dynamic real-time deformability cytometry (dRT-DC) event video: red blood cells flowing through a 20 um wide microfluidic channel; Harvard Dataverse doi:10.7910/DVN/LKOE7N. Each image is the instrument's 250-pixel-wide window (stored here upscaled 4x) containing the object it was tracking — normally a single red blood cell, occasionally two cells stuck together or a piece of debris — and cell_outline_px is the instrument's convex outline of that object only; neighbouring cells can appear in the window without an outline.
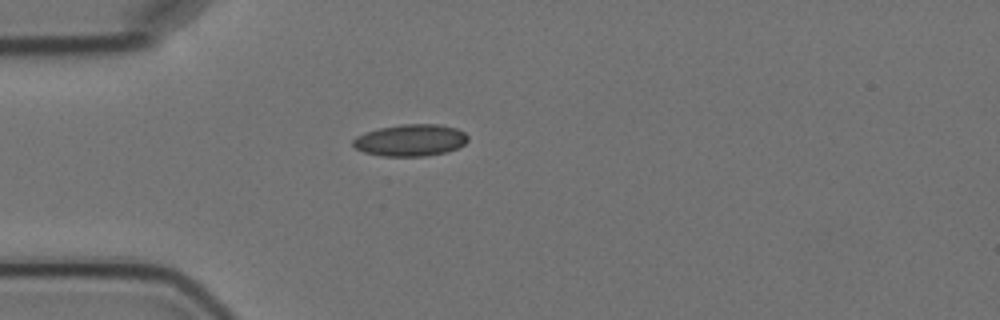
{"species": "Egyptian fruit bat (a non-hibernating species)", "species_latin": "Rousettus aegyptiacus", "temperature_condition": "cold", "stored_images_in_passage": 1, "camera_frame_rate_fps": 3000, "um_per_image_px": 0.085, "animal": {"sex": "female"}, "frame": {"image": 1, "passage_image": 1, "time_ms": 0.0, "image_size_px": [1000, 320], "cell_outline_px": [[468, 140], [464, 144], [448, 152], [424, 156], [384, 156], [364, 152], [356, 148], [352, 144], [352, 140], [356, 136], [364, 132], [380, 128], [400, 124], [440, 124], [456, 128], [464, 132], [468, 136]], "centroid_in_image_um": [34.89, 11.91], "position_along_channel_um": 50.1, "area_um2": 21.39}}